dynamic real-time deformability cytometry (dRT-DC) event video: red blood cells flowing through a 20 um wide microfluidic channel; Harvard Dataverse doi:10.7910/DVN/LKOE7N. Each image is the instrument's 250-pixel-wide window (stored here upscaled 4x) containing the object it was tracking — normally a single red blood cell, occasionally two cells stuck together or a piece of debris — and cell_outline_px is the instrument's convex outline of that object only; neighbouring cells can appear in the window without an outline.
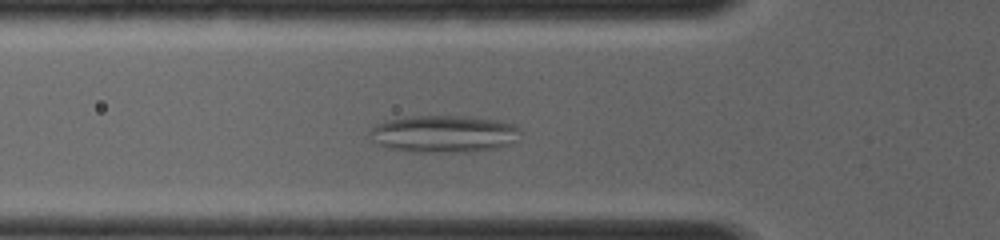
{"species": "common noctule bat (a hibernating species)", "species_latin": "Nyctalus noctula", "temperature_condition": "room temperature", "stored_images_in_passage": 46, "camera_frame_rate_fps": 4000, "um_per_image_px": 0.085, "animal": {"sex": "female", "body_mass_g": 19.0, "forearm_length_mm": 56.7}, "frame": {"image": 1, "passage_image": 12, "time_ms": 2.75, "image_size_px": [1000, 240], "cell_outline_px": [[520, 132], [508, 144], [496, 148], [468, 152], [416, 152], [388, 148], [372, 140], [368, 132], [376, 124], [392, 120], [416, 116], [456, 116], [492, 120], [512, 124], [520, 128]], "centroid_in_image_um": [37.68, 11.4], "position_along_channel_um": 88.1, "area_um2": 31.91}}
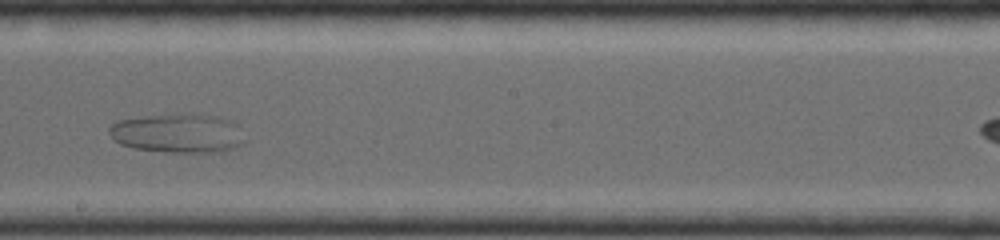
{"frame": {"image": 2, "passage_image": 25, "time_ms": 6.0, "image_size_px": [1000, 240], "cell_outline_px": [[244, 144], [236, 148], [220, 152], [164, 152], [136, 148], [120, 144], [112, 140], [108, 132], [108, 128], [112, 124], [120, 120], [148, 116], [212, 116], [228, 120], [236, 124], [244, 140]], "centroid_in_image_um": [15.09, 11.38], "position_along_channel_um": 233.1, "area_um2": 30.11}}
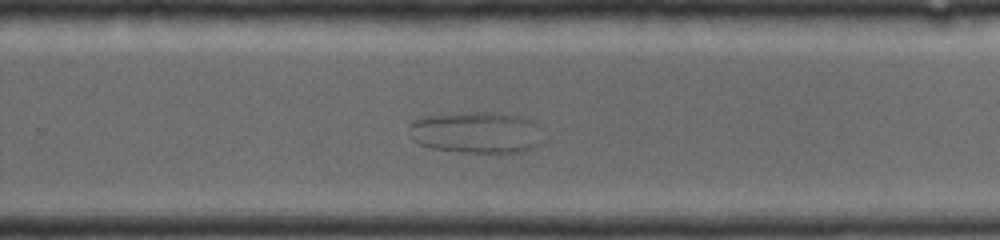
{"frame": {"image": 3, "passage_image": 30, "time_ms": 7.25, "image_size_px": [1000, 240], "cell_outline_px": [[544, 144], [536, 148], [524, 152], [464, 152], [432, 148], [420, 144], [416, 140], [408, 128], [416, 120], [428, 116], [484, 112], [516, 116], [528, 120], [536, 124], [544, 140]], "centroid_in_image_um": [40.58, 11.3], "position_along_channel_um": 289.2, "area_um2": 31.73}}